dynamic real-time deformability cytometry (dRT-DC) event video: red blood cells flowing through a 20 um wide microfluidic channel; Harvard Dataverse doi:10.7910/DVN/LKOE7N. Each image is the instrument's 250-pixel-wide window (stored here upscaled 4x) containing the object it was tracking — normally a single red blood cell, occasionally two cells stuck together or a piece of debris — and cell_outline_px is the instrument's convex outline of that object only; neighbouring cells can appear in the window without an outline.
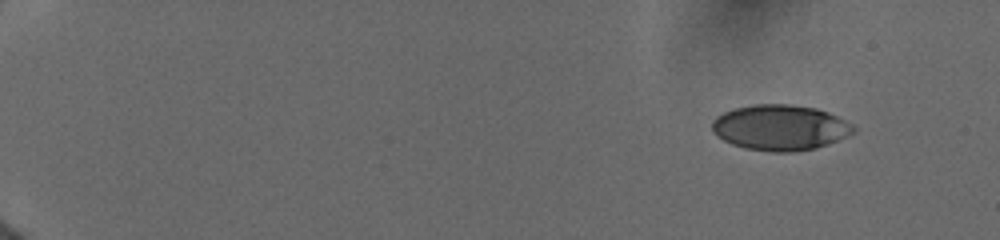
{"species": "human", "species_latin": "Homo sapiens", "temperature_condition": "cold", "stored_images_in_passage": 63, "camera_frame_rate_fps": 3000, "um_per_image_px": 0.085, "donor": {"sex": "female"}, "frame": {"image": 1, "passage_image": 1, "time_ms": 0.0, "image_size_px": [1000, 240], "cell_outline_px": [[856, 132], [848, 136], [828, 144], [816, 148], [792, 152], [772, 152], [744, 148], [732, 144], [716, 136], [712, 132], [712, 120], [716, 116], [724, 112], [736, 108], [752, 104], [792, 104], [816, 108], [828, 112], [852, 124], [856, 128]], "centroid_in_image_um": [66.31, 10.84], "position_along_channel_um": 18.7, "area_um2": 37.8}}
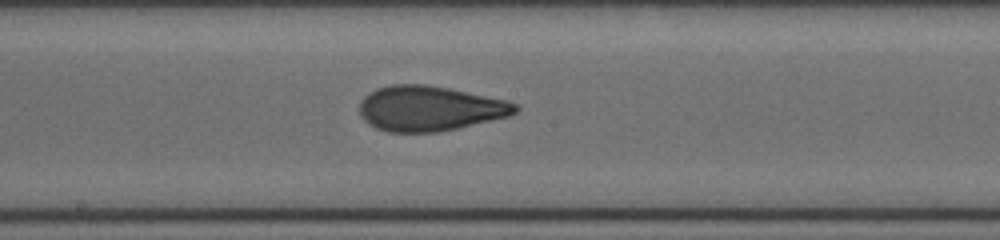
{"frame": {"image": 2, "passage_image": 27, "time_ms": 9.0, "image_size_px": [1000, 240], "cell_outline_px": [[520, 108], [516, 112], [508, 116], [492, 120], [456, 128], [436, 132], [388, 132], [376, 128], [368, 124], [364, 120], [360, 112], [360, 100], [364, 96], [376, 88], [392, 84], [424, 84], [448, 88], [504, 100], [516, 104]], "centroid_in_image_um": [36.47, 9.22], "position_along_channel_um": 211.7, "area_um2": 40.63}}
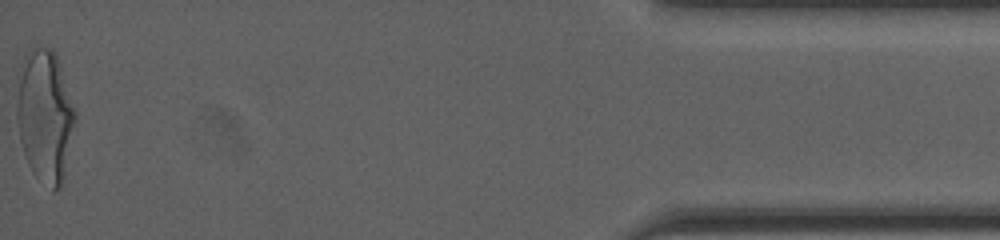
{"frame": {"image": 3, "passage_image": 62, "time_ms": 16.333, "image_size_px": [1000, 240], "cell_outline_px": [[76, 120], [64, 180], [60, 188], [52, 192], [32, 172], [28, 164], [20, 140], [16, 120], [16, 104], [20, 64], [24, 52], [28, 48], [52, 48], [56, 56], [76, 112]], "centroid_in_image_um": [3.81, 9.87], "position_along_channel_um": 431.4, "area_um2": 45.49}, "authors_computed_cell_mechanics": {"area_um2": 40.0554, "velocity_mm_per_s": 3.968, "shape_relaxation_time_tau1_ms": 5.1015, "shape_relaxation_time_tau2_ms": 1.0442, "deformation_change_tau1": 0.187, "deformation_change_tau2": 0.0823}}